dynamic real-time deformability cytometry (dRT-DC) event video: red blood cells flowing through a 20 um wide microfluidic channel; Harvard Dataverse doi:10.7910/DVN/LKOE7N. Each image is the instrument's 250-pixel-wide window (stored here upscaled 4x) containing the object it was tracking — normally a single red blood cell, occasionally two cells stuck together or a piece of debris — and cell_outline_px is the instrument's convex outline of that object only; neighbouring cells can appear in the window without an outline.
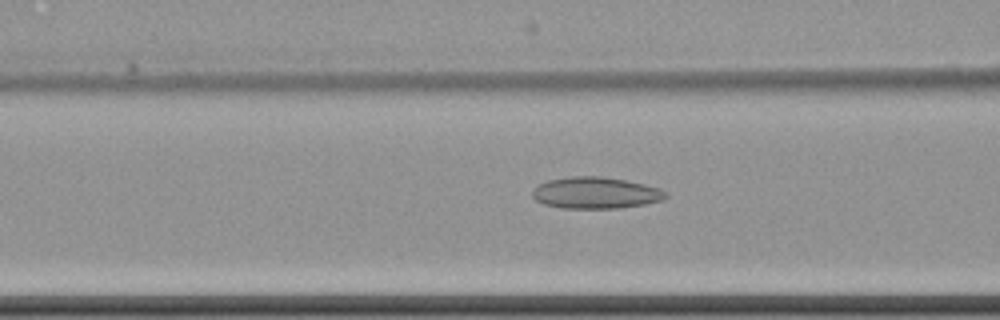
{"species": "common noctule bat (a hibernating species)", "species_latin": "Nyctalus noctula", "temperature_condition": "cold", "stored_images_in_passage": 5, "segment_of_instrument_passage": [2, 2], "camera_frame_rate_fps": 3000, "um_per_image_px": 0.085, "animal": {"sex": "female", "body_mass_g": 22.7, "forearm_length_mm": 54.2}, "frame": {"image": 1, "passage_image": 5, "time_ms": 5.0, "image_size_px": [1000, 320], "cell_outline_px": [[668, 196], [664, 200], [644, 204], [620, 208], [564, 208], [544, 204], [536, 200], [532, 196], [532, 188], [548, 180], [572, 176], [600, 176], [624, 180], [644, 184], [660, 188], [668, 192]], "centroid_in_image_um": [50.65, 16.39], "position_along_channel_um": 116.0, "area_um2": 24.57}}